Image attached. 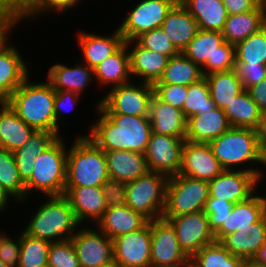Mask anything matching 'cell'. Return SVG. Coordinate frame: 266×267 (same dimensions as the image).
Segmentation results:
<instances>
[{
	"mask_svg": "<svg viewBox=\"0 0 266 267\" xmlns=\"http://www.w3.org/2000/svg\"><path fill=\"white\" fill-rule=\"evenodd\" d=\"M95 109L98 118L90 123L86 136L99 148L145 153L152 132L149 116L106 115Z\"/></svg>",
	"mask_w": 266,
	"mask_h": 267,
	"instance_id": "6da1fadb",
	"label": "cell"
},
{
	"mask_svg": "<svg viewBox=\"0 0 266 267\" xmlns=\"http://www.w3.org/2000/svg\"><path fill=\"white\" fill-rule=\"evenodd\" d=\"M208 144L224 170H241L254 173L261 181L266 176L264 174L266 169H264L265 171L262 170L264 166L266 168V159L260 150L257 130L230 127ZM259 164L263 167L260 166L259 168Z\"/></svg>",
	"mask_w": 266,
	"mask_h": 267,
	"instance_id": "7a4b0ae2",
	"label": "cell"
},
{
	"mask_svg": "<svg viewBox=\"0 0 266 267\" xmlns=\"http://www.w3.org/2000/svg\"><path fill=\"white\" fill-rule=\"evenodd\" d=\"M30 76L7 99L10 108L36 131L55 132V90L48 81L29 82Z\"/></svg>",
	"mask_w": 266,
	"mask_h": 267,
	"instance_id": "3957f363",
	"label": "cell"
},
{
	"mask_svg": "<svg viewBox=\"0 0 266 267\" xmlns=\"http://www.w3.org/2000/svg\"><path fill=\"white\" fill-rule=\"evenodd\" d=\"M31 214L28 225L22 230L34 238L52 242L69 240L80 224L69 200L64 196H48ZM41 205V206H40Z\"/></svg>",
	"mask_w": 266,
	"mask_h": 267,
	"instance_id": "277c9868",
	"label": "cell"
},
{
	"mask_svg": "<svg viewBox=\"0 0 266 267\" xmlns=\"http://www.w3.org/2000/svg\"><path fill=\"white\" fill-rule=\"evenodd\" d=\"M73 140L67 152L65 186H102L110 179L105 152L85 133Z\"/></svg>",
	"mask_w": 266,
	"mask_h": 267,
	"instance_id": "5b68a950",
	"label": "cell"
},
{
	"mask_svg": "<svg viewBox=\"0 0 266 267\" xmlns=\"http://www.w3.org/2000/svg\"><path fill=\"white\" fill-rule=\"evenodd\" d=\"M64 137H59L34 161L31 178L25 183L29 193L42 192L48 196L64 195L66 184L67 152Z\"/></svg>",
	"mask_w": 266,
	"mask_h": 267,
	"instance_id": "8992f818",
	"label": "cell"
},
{
	"mask_svg": "<svg viewBox=\"0 0 266 267\" xmlns=\"http://www.w3.org/2000/svg\"><path fill=\"white\" fill-rule=\"evenodd\" d=\"M182 53L201 68L204 77L235 69V46L225 42L219 31L199 29Z\"/></svg>",
	"mask_w": 266,
	"mask_h": 267,
	"instance_id": "52a82bcc",
	"label": "cell"
},
{
	"mask_svg": "<svg viewBox=\"0 0 266 267\" xmlns=\"http://www.w3.org/2000/svg\"><path fill=\"white\" fill-rule=\"evenodd\" d=\"M169 177L148 171L134 181L126 183V205L149 221L162 218Z\"/></svg>",
	"mask_w": 266,
	"mask_h": 267,
	"instance_id": "ba28073f",
	"label": "cell"
},
{
	"mask_svg": "<svg viewBox=\"0 0 266 267\" xmlns=\"http://www.w3.org/2000/svg\"><path fill=\"white\" fill-rule=\"evenodd\" d=\"M208 199V181L176 174L168 179L162 217L171 218L204 211Z\"/></svg>",
	"mask_w": 266,
	"mask_h": 267,
	"instance_id": "9c48e42d",
	"label": "cell"
},
{
	"mask_svg": "<svg viewBox=\"0 0 266 267\" xmlns=\"http://www.w3.org/2000/svg\"><path fill=\"white\" fill-rule=\"evenodd\" d=\"M153 95L152 84L142 82L136 85L132 80L109 89L102 99L99 98L96 108L99 107L106 115L149 116Z\"/></svg>",
	"mask_w": 266,
	"mask_h": 267,
	"instance_id": "30bf717a",
	"label": "cell"
},
{
	"mask_svg": "<svg viewBox=\"0 0 266 267\" xmlns=\"http://www.w3.org/2000/svg\"><path fill=\"white\" fill-rule=\"evenodd\" d=\"M178 0H141L123 22L118 25L120 34L125 41L135 40L142 33L161 28L167 13Z\"/></svg>",
	"mask_w": 266,
	"mask_h": 267,
	"instance_id": "8fae6325",
	"label": "cell"
},
{
	"mask_svg": "<svg viewBox=\"0 0 266 267\" xmlns=\"http://www.w3.org/2000/svg\"><path fill=\"white\" fill-rule=\"evenodd\" d=\"M151 267H190V259L181 250L172 224L162 218L150 221Z\"/></svg>",
	"mask_w": 266,
	"mask_h": 267,
	"instance_id": "7c38bea8",
	"label": "cell"
},
{
	"mask_svg": "<svg viewBox=\"0 0 266 267\" xmlns=\"http://www.w3.org/2000/svg\"><path fill=\"white\" fill-rule=\"evenodd\" d=\"M164 219L174 227L179 246L189 259L203 246L215 242L214 233L210 230L208 215L205 211Z\"/></svg>",
	"mask_w": 266,
	"mask_h": 267,
	"instance_id": "4fadbf2b",
	"label": "cell"
},
{
	"mask_svg": "<svg viewBox=\"0 0 266 267\" xmlns=\"http://www.w3.org/2000/svg\"><path fill=\"white\" fill-rule=\"evenodd\" d=\"M86 226V227H85ZM80 225L71 238L81 267H101L114 262L113 240L98 227Z\"/></svg>",
	"mask_w": 266,
	"mask_h": 267,
	"instance_id": "5bb4252c",
	"label": "cell"
},
{
	"mask_svg": "<svg viewBox=\"0 0 266 267\" xmlns=\"http://www.w3.org/2000/svg\"><path fill=\"white\" fill-rule=\"evenodd\" d=\"M184 143L185 138L151 132L144 153L148 170L165 174L168 177L178 174L182 164Z\"/></svg>",
	"mask_w": 266,
	"mask_h": 267,
	"instance_id": "9a60e30c",
	"label": "cell"
},
{
	"mask_svg": "<svg viewBox=\"0 0 266 267\" xmlns=\"http://www.w3.org/2000/svg\"><path fill=\"white\" fill-rule=\"evenodd\" d=\"M150 221L141 229L113 239L114 262L119 267H151Z\"/></svg>",
	"mask_w": 266,
	"mask_h": 267,
	"instance_id": "2e32d148",
	"label": "cell"
},
{
	"mask_svg": "<svg viewBox=\"0 0 266 267\" xmlns=\"http://www.w3.org/2000/svg\"><path fill=\"white\" fill-rule=\"evenodd\" d=\"M262 182L254 173L241 170H223L208 182L209 197L237 203L247 200Z\"/></svg>",
	"mask_w": 266,
	"mask_h": 267,
	"instance_id": "e0dca14e",
	"label": "cell"
},
{
	"mask_svg": "<svg viewBox=\"0 0 266 267\" xmlns=\"http://www.w3.org/2000/svg\"><path fill=\"white\" fill-rule=\"evenodd\" d=\"M223 170L208 143H194L185 140L182 164L178 174L209 182Z\"/></svg>",
	"mask_w": 266,
	"mask_h": 267,
	"instance_id": "ac0fdd59",
	"label": "cell"
},
{
	"mask_svg": "<svg viewBox=\"0 0 266 267\" xmlns=\"http://www.w3.org/2000/svg\"><path fill=\"white\" fill-rule=\"evenodd\" d=\"M64 196L80 225L96 224L107 209L101 186H65Z\"/></svg>",
	"mask_w": 266,
	"mask_h": 267,
	"instance_id": "d6986e66",
	"label": "cell"
},
{
	"mask_svg": "<svg viewBox=\"0 0 266 267\" xmlns=\"http://www.w3.org/2000/svg\"><path fill=\"white\" fill-rule=\"evenodd\" d=\"M77 40L79 49L82 51V62L91 68H95L106 58L114 54L124 43L119 28L106 36L87 31H78Z\"/></svg>",
	"mask_w": 266,
	"mask_h": 267,
	"instance_id": "ffe728a7",
	"label": "cell"
},
{
	"mask_svg": "<svg viewBox=\"0 0 266 267\" xmlns=\"http://www.w3.org/2000/svg\"><path fill=\"white\" fill-rule=\"evenodd\" d=\"M125 43L129 49L133 78L136 77L139 80V77L141 82L152 85L158 82L170 58L142 47L136 40L125 41Z\"/></svg>",
	"mask_w": 266,
	"mask_h": 267,
	"instance_id": "44dd1931",
	"label": "cell"
},
{
	"mask_svg": "<svg viewBox=\"0 0 266 267\" xmlns=\"http://www.w3.org/2000/svg\"><path fill=\"white\" fill-rule=\"evenodd\" d=\"M256 193L258 190L247 200L234 204L231 213L214 234L215 241L220 242L226 235L239 230V228L249 227L266 214V195Z\"/></svg>",
	"mask_w": 266,
	"mask_h": 267,
	"instance_id": "7402d4cb",
	"label": "cell"
},
{
	"mask_svg": "<svg viewBox=\"0 0 266 267\" xmlns=\"http://www.w3.org/2000/svg\"><path fill=\"white\" fill-rule=\"evenodd\" d=\"M46 80L55 91H70L82 96V92L91 83H94V69L87 64L75 63L74 66H67L56 63L49 67Z\"/></svg>",
	"mask_w": 266,
	"mask_h": 267,
	"instance_id": "603a6c76",
	"label": "cell"
},
{
	"mask_svg": "<svg viewBox=\"0 0 266 267\" xmlns=\"http://www.w3.org/2000/svg\"><path fill=\"white\" fill-rule=\"evenodd\" d=\"M266 242V214L249 227L226 235L220 243L234 256L251 260Z\"/></svg>",
	"mask_w": 266,
	"mask_h": 267,
	"instance_id": "cb8c5ba5",
	"label": "cell"
},
{
	"mask_svg": "<svg viewBox=\"0 0 266 267\" xmlns=\"http://www.w3.org/2000/svg\"><path fill=\"white\" fill-rule=\"evenodd\" d=\"M149 119L153 133L186 138L187 119L183 111L161 101L155 94L150 100Z\"/></svg>",
	"mask_w": 266,
	"mask_h": 267,
	"instance_id": "d4e9b609",
	"label": "cell"
},
{
	"mask_svg": "<svg viewBox=\"0 0 266 267\" xmlns=\"http://www.w3.org/2000/svg\"><path fill=\"white\" fill-rule=\"evenodd\" d=\"M231 127L227 115L220 108L193 115L187 119L185 140L194 143H209Z\"/></svg>",
	"mask_w": 266,
	"mask_h": 267,
	"instance_id": "484cf974",
	"label": "cell"
},
{
	"mask_svg": "<svg viewBox=\"0 0 266 267\" xmlns=\"http://www.w3.org/2000/svg\"><path fill=\"white\" fill-rule=\"evenodd\" d=\"M266 25V0L254 10L228 15L222 35L225 42L236 46Z\"/></svg>",
	"mask_w": 266,
	"mask_h": 267,
	"instance_id": "4316f807",
	"label": "cell"
},
{
	"mask_svg": "<svg viewBox=\"0 0 266 267\" xmlns=\"http://www.w3.org/2000/svg\"><path fill=\"white\" fill-rule=\"evenodd\" d=\"M19 51L12 45L0 54V102H6L29 77V67Z\"/></svg>",
	"mask_w": 266,
	"mask_h": 267,
	"instance_id": "83f0119b",
	"label": "cell"
},
{
	"mask_svg": "<svg viewBox=\"0 0 266 267\" xmlns=\"http://www.w3.org/2000/svg\"><path fill=\"white\" fill-rule=\"evenodd\" d=\"M148 222L149 220L142 214L123 205L107 208L102 218L94 226L113 240L120 235L143 228Z\"/></svg>",
	"mask_w": 266,
	"mask_h": 267,
	"instance_id": "f1b7e54d",
	"label": "cell"
},
{
	"mask_svg": "<svg viewBox=\"0 0 266 267\" xmlns=\"http://www.w3.org/2000/svg\"><path fill=\"white\" fill-rule=\"evenodd\" d=\"M105 155L110 179L128 183L149 171L145 154L126 150H113L106 151Z\"/></svg>",
	"mask_w": 266,
	"mask_h": 267,
	"instance_id": "f546056e",
	"label": "cell"
},
{
	"mask_svg": "<svg viewBox=\"0 0 266 267\" xmlns=\"http://www.w3.org/2000/svg\"><path fill=\"white\" fill-rule=\"evenodd\" d=\"M161 28L178 52L186 48L199 30L194 17L179 1L167 13Z\"/></svg>",
	"mask_w": 266,
	"mask_h": 267,
	"instance_id": "4dcf8cb0",
	"label": "cell"
},
{
	"mask_svg": "<svg viewBox=\"0 0 266 267\" xmlns=\"http://www.w3.org/2000/svg\"><path fill=\"white\" fill-rule=\"evenodd\" d=\"M129 49L124 43L114 54L94 68V78L100 86L110 89L131 82Z\"/></svg>",
	"mask_w": 266,
	"mask_h": 267,
	"instance_id": "1f68e13d",
	"label": "cell"
},
{
	"mask_svg": "<svg viewBox=\"0 0 266 267\" xmlns=\"http://www.w3.org/2000/svg\"><path fill=\"white\" fill-rule=\"evenodd\" d=\"M36 130L28 126L6 102H0V145L10 152L24 146Z\"/></svg>",
	"mask_w": 266,
	"mask_h": 267,
	"instance_id": "d6a6232c",
	"label": "cell"
},
{
	"mask_svg": "<svg viewBox=\"0 0 266 267\" xmlns=\"http://www.w3.org/2000/svg\"><path fill=\"white\" fill-rule=\"evenodd\" d=\"M197 22L198 28L222 32L228 12L223 0H178Z\"/></svg>",
	"mask_w": 266,
	"mask_h": 267,
	"instance_id": "836d02e7",
	"label": "cell"
},
{
	"mask_svg": "<svg viewBox=\"0 0 266 267\" xmlns=\"http://www.w3.org/2000/svg\"><path fill=\"white\" fill-rule=\"evenodd\" d=\"M58 138L59 136L55 132L35 131L24 146L13 152L20 177L24 183L31 178L35 159Z\"/></svg>",
	"mask_w": 266,
	"mask_h": 267,
	"instance_id": "e575fe53",
	"label": "cell"
},
{
	"mask_svg": "<svg viewBox=\"0 0 266 267\" xmlns=\"http://www.w3.org/2000/svg\"><path fill=\"white\" fill-rule=\"evenodd\" d=\"M231 127L258 130L263 113L244 89L223 110Z\"/></svg>",
	"mask_w": 266,
	"mask_h": 267,
	"instance_id": "d590c367",
	"label": "cell"
},
{
	"mask_svg": "<svg viewBox=\"0 0 266 267\" xmlns=\"http://www.w3.org/2000/svg\"><path fill=\"white\" fill-rule=\"evenodd\" d=\"M216 107L224 110L244 88L235 69L205 76Z\"/></svg>",
	"mask_w": 266,
	"mask_h": 267,
	"instance_id": "8d00e7d4",
	"label": "cell"
},
{
	"mask_svg": "<svg viewBox=\"0 0 266 267\" xmlns=\"http://www.w3.org/2000/svg\"><path fill=\"white\" fill-rule=\"evenodd\" d=\"M203 77L201 68L179 52L169 59L161 78L155 84L189 86Z\"/></svg>",
	"mask_w": 266,
	"mask_h": 267,
	"instance_id": "74e56055",
	"label": "cell"
},
{
	"mask_svg": "<svg viewBox=\"0 0 266 267\" xmlns=\"http://www.w3.org/2000/svg\"><path fill=\"white\" fill-rule=\"evenodd\" d=\"M0 184L18 203L27 202L26 184L20 177L13 152L0 147Z\"/></svg>",
	"mask_w": 266,
	"mask_h": 267,
	"instance_id": "f35d334b",
	"label": "cell"
},
{
	"mask_svg": "<svg viewBox=\"0 0 266 267\" xmlns=\"http://www.w3.org/2000/svg\"><path fill=\"white\" fill-rule=\"evenodd\" d=\"M245 259L232 255L220 242L203 246L191 259L190 267H243Z\"/></svg>",
	"mask_w": 266,
	"mask_h": 267,
	"instance_id": "ab89813d",
	"label": "cell"
},
{
	"mask_svg": "<svg viewBox=\"0 0 266 267\" xmlns=\"http://www.w3.org/2000/svg\"><path fill=\"white\" fill-rule=\"evenodd\" d=\"M236 63L266 65V25L235 46Z\"/></svg>",
	"mask_w": 266,
	"mask_h": 267,
	"instance_id": "60d3db41",
	"label": "cell"
},
{
	"mask_svg": "<svg viewBox=\"0 0 266 267\" xmlns=\"http://www.w3.org/2000/svg\"><path fill=\"white\" fill-rule=\"evenodd\" d=\"M216 108V104L210 96L209 86L205 77L188 86V96L183 104V114L186 119Z\"/></svg>",
	"mask_w": 266,
	"mask_h": 267,
	"instance_id": "b9f144b4",
	"label": "cell"
},
{
	"mask_svg": "<svg viewBox=\"0 0 266 267\" xmlns=\"http://www.w3.org/2000/svg\"><path fill=\"white\" fill-rule=\"evenodd\" d=\"M20 233V258L18 267H37L47 263L50 242Z\"/></svg>",
	"mask_w": 266,
	"mask_h": 267,
	"instance_id": "7bdbcfd3",
	"label": "cell"
},
{
	"mask_svg": "<svg viewBox=\"0 0 266 267\" xmlns=\"http://www.w3.org/2000/svg\"><path fill=\"white\" fill-rule=\"evenodd\" d=\"M47 263L52 267H81L71 239L52 242Z\"/></svg>",
	"mask_w": 266,
	"mask_h": 267,
	"instance_id": "ee69618b",
	"label": "cell"
},
{
	"mask_svg": "<svg viewBox=\"0 0 266 267\" xmlns=\"http://www.w3.org/2000/svg\"><path fill=\"white\" fill-rule=\"evenodd\" d=\"M142 47L167 55L169 58L179 52L166 36L162 28L153 29L142 33L135 39Z\"/></svg>",
	"mask_w": 266,
	"mask_h": 267,
	"instance_id": "f6af8a7d",
	"label": "cell"
},
{
	"mask_svg": "<svg viewBox=\"0 0 266 267\" xmlns=\"http://www.w3.org/2000/svg\"><path fill=\"white\" fill-rule=\"evenodd\" d=\"M233 206L234 203L209 197L204 211L208 215L209 227L214 234L221 228L223 221L229 216Z\"/></svg>",
	"mask_w": 266,
	"mask_h": 267,
	"instance_id": "bcb514c9",
	"label": "cell"
},
{
	"mask_svg": "<svg viewBox=\"0 0 266 267\" xmlns=\"http://www.w3.org/2000/svg\"><path fill=\"white\" fill-rule=\"evenodd\" d=\"M154 94L163 102L183 111L188 96V86L173 84H154Z\"/></svg>",
	"mask_w": 266,
	"mask_h": 267,
	"instance_id": "7dc6e473",
	"label": "cell"
},
{
	"mask_svg": "<svg viewBox=\"0 0 266 267\" xmlns=\"http://www.w3.org/2000/svg\"><path fill=\"white\" fill-rule=\"evenodd\" d=\"M81 0H40L25 16L24 19L36 20V18L42 14L47 15V13L51 12H59L63 13L67 10L77 8V4L80 5ZM83 1V0H82Z\"/></svg>",
	"mask_w": 266,
	"mask_h": 267,
	"instance_id": "c3c4849f",
	"label": "cell"
},
{
	"mask_svg": "<svg viewBox=\"0 0 266 267\" xmlns=\"http://www.w3.org/2000/svg\"><path fill=\"white\" fill-rule=\"evenodd\" d=\"M235 70L245 90L266 78V65L264 64L236 63Z\"/></svg>",
	"mask_w": 266,
	"mask_h": 267,
	"instance_id": "681fc988",
	"label": "cell"
},
{
	"mask_svg": "<svg viewBox=\"0 0 266 267\" xmlns=\"http://www.w3.org/2000/svg\"><path fill=\"white\" fill-rule=\"evenodd\" d=\"M81 95L76 94L74 92H70V91H56L55 92V102H54V112H55V133L61 137V128L60 125L63 122V117H65L63 115V113H65L68 110L73 109L74 105H77L76 103H80L78 100L81 99L80 98ZM70 108V109H69ZM71 109V110H72ZM70 110V111H71ZM69 111V112H70ZM63 115V116H62Z\"/></svg>",
	"mask_w": 266,
	"mask_h": 267,
	"instance_id": "f907efd6",
	"label": "cell"
},
{
	"mask_svg": "<svg viewBox=\"0 0 266 267\" xmlns=\"http://www.w3.org/2000/svg\"><path fill=\"white\" fill-rule=\"evenodd\" d=\"M23 20L25 19L20 14L0 9V54L12 46L9 42L11 38L8 36L19 22H24Z\"/></svg>",
	"mask_w": 266,
	"mask_h": 267,
	"instance_id": "816d5d0a",
	"label": "cell"
},
{
	"mask_svg": "<svg viewBox=\"0 0 266 267\" xmlns=\"http://www.w3.org/2000/svg\"><path fill=\"white\" fill-rule=\"evenodd\" d=\"M102 192L109 207H120L126 205L127 191L126 183L108 179L101 186Z\"/></svg>",
	"mask_w": 266,
	"mask_h": 267,
	"instance_id": "f5cc1de1",
	"label": "cell"
},
{
	"mask_svg": "<svg viewBox=\"0 0 266 267\" xmlns=\"http://www.w3.org/2000/svg\"><path fill=\"white\" fill-rule=\"evenodd\" d=\"M20 258V234L16 238L5 235L0 242V260L8 267H18Z\"/></svg>",
	"mask_w": 266,
	"mask_h": 267,
	"instance_id": "db71d44e",
	"label": "cell"
},
{
	"mask_svg": "<svg viewBox=\"0 0 266 267\" xmlns=\"http://www.w3.org/2000/svg\"><path fill=\"white\" fill-rule=\"evenodd\" d=\"M263 0H223L229 15L240 14L254 10Z\"/></svg>",
	"mask_w": 266,
	"mask_h": 267,
	"instance_id": "11a10c76",
	"label": "cell"
},
{
	"mask_svg": "<svg viewBox=\"0 0 266 267\" xmlns=\"http://www.w3.org/2000/svg\"><path fill=\"white\" fill-rule=\"evenodd\" d=\"M262 113L266 112V78L246 90Z\"/></svg>",
	"mask_w": 266,
	"mask_h": 267,
	"instance_id": "9f6ffc18",
	"label": "cell"
},
{
	"mask_svg": "<svg viewBox=\"0 0 266 267\" xmlns=\"http://www.w3.org/2000/svg\"><path fill=\"white\" fill-rule=\"evenodd\" d=\"M39 1L40 0H15L6 10L24 17Z\"/></svg>",
	"mask_w": 266,
	"mask_h": 267,
	"instance_id": "6f0895ef",
	"label": "cell"
},
{
	"mask_svg": "<svg viewBox=\"0 0 266 267\" xmlns=\"http://www.w3.org/2000/svg\"><path fill=\"white\" fill-rule=\"evenodd\" d=\"M257 131L260 150L263 157L266 159V112L263 113L260 126Z\"/></svg>",
	"mask_w": 266,
	"mask_h": 267,
	"instance_id": "680465c9",
	"label": "cell"
},
{
	"mask_svg": "<svg viewBox=\"0 0 266 267\" xmlns=\"http://www.w3.org/2000/svg\"><path fill=\"white\" fill-rule=\"evenodd\" d=\"M251 260L256 264L266 266V242L260 247Z\"/></svg>",
	"mask_w": 266,
	"mask_h": 267,
	"instance_id": "91938a15",
	"label": "cell"
},
{
	"mask_svg": "<svg viewBox=\"0 0 266 267\" xmlns=\"http://www.w3.org/2000/svg\"><path fill=\"white\" fill-rule=\"evenodd\" d=\"M12 197L5 191V189L0 184V211H2L7 208L9 201H11Z\"/></svg>",
	"mask_w": 266,
	"mask_h": 267,
	"instance_id": "94428289",
	"label": "cell"
},
{
	"mask_svg": "<svg viewBox=\"0 0 266 267\" xmlns=\"http://www.w3.org/2000/svg\"><path fill=\"white\" fill-rule=\"evenodd\" d=\"M15 0H0V9L6 10Z\"/></svg>",
	"mask_w": 266,
	"mask_h": 267,
	"instance_id": "6125c7cd",
	"label": "cell"
},
{
	"mask_svg": "<svg viewBox=\"0 0 266 267\" xmlns=\"http://www.w3.org/2000/svg\"><path fill=\"white\" fill-rule=\"evenodd\" d=\"M243 267H266L264 265L256 264L252 260H246Z\"/></svg>",
	"mask_w": 266,
	"mask_h": 267,
	"instance_id": "be15d7a7",
	"label": "cell"
},
{
	"mask_svg": "<svg viewBox=\"0 0 266 267\" xmlns=\"http://www.w3.org/2000/svg\"><path fill=\"white\" fill-rule=\"evenodd\" d=\"M101 267H119V266L115 262H111L110 264H107Z\"/></svg>",
	"mask_w": 266,
	"mask_h": 267,
	"instance_id": "e7e4bbea",
	"label": "cell"
},
{
	"mask_svg": "<svg viewBox=\"0 0 266 267\" xmlns=\"http://www.w3.org/2000/svg\"><path fill=\"white\" fill-rule=\"evenodd\" d=\"M37 267H52V266L50 264H48V263H45V264L37 266Z\"/></svg>",
	"mask_w": 266,
	"mask_h": 267,
	"instance_id": "03108f58",
	"label": "cell"
},
{
	"mask_svg": "<svg viewBox=\"0 0 266 267\" xmlns=\"http://www.w3.org/2000/svg\"><path fill=\"white\" fill-rule=\"evenodd\" d=\"M6 234H7V233H3V232L1 233V232H0V242H1V239H2Z\"/></svg>",
	"mask_w": 266,
	"mask_h": 267,
	"instance_id": "003e7915",
	"label": "cell"
},
{
	"mask_svg": "<svg viewBox=\"0 0 266 267\" xmlns=\"http://www.w3.org/2000/svg\"><path fill=\"white\" fill-rule=\"evenodd\" d=\"M0 267H8V266L5 265V264L0 260Z\"/></svg>",
	"mask_w": 266,
	"mask_h": 267,
	"instance_id": "a7ac6f4b",
	"label": "cell"
}]
</instances>
